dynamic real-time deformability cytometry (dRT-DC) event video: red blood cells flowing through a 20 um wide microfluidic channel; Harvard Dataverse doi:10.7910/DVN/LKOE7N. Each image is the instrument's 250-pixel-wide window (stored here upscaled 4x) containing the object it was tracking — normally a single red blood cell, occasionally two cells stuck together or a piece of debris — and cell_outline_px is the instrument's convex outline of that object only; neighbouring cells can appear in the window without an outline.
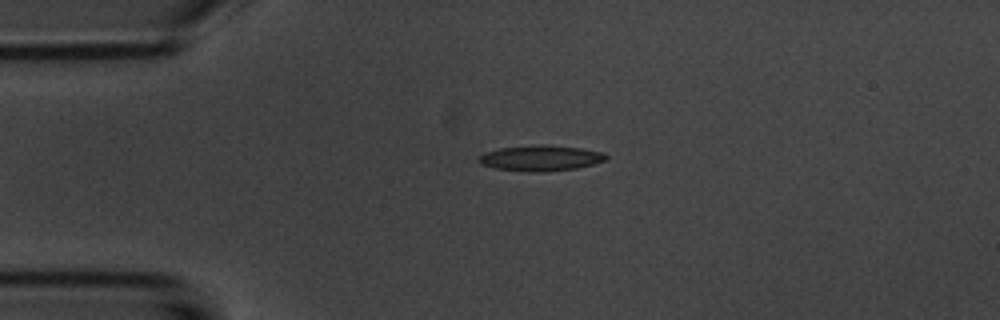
{"species": "common noctule bat (a hibernating species)", "species_latin": "Nyctalus noctula", "temperature_condition": "room temperature", "stored_images_in_passage": 4, "camera_frame_rate_fps": 3000, "um_per_image_px": 0.085, "animal": {"sex": "male", "body_mass_g": 20.1, "forearm_length_mm": 53.5}, "frame": {"image": 1, "passage_image": 3, "time_ms": 2.667, "image_size_px": [1000, 320], "cell_outline_px": [[608, 160], [576, 168], [540, 172], [528, 172], [492, 168], [480, 164], [476, 160], [484, 152], [500, 148], [580, 148], [604, 152], [608, 156]], "centroid_in_image_um": [45.93, 13.5], "position_along_channel_um": 39.1, "area_um2": 17.98}}